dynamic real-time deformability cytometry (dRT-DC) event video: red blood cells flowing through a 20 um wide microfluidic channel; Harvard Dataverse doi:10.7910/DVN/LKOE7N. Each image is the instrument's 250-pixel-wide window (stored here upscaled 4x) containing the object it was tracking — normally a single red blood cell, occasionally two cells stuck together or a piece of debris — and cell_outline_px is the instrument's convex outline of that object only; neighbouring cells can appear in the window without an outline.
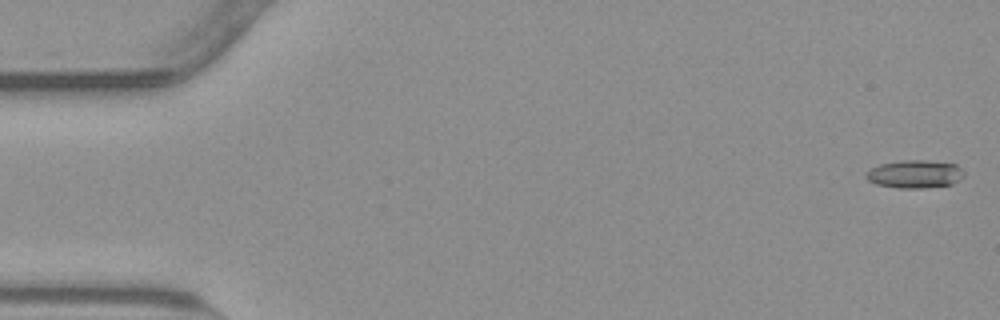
{"species": "common noctule bat (a hibernating species)", "species_latin": "Nyctalus noctula", "temperature_condition": "warm", "stored_images_in_passage": 55, "camera_frame_rate_fps": 3000, "um_per_image_px": 0.085, "animal": {"sex": "male", "body_mass_g": 23.1, "forearm_length_mm": 52.7}, "frame": {"image": 1, "passage_image": 1, "time_ms": 0.0, "image_size_px": [1000, 320], "cell_outline_px": [[964, 176], [960, 180], [952, 184], [924, 188], [896, 188], [876, 184], [868, 180], [864, 176], [872, 168], [880, 164], [900, 160], [924, 160], [956, 164], [964, 172]], "centroid_in_image_um": [77.77, 14.8], "position_along_channel_um": 7.2, "area_um2": 16.01}}
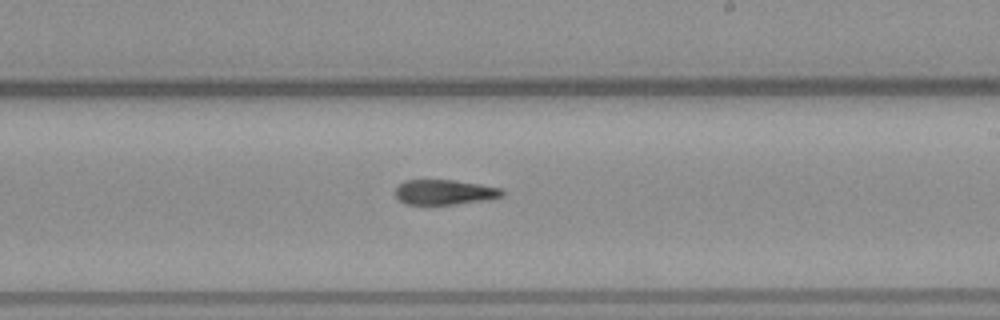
{"frame": {"image": 2, "passage_image": 32, "time_ms": 10.333, "image_size_px": [1000, 320], "cell_outline_px": [[504, 196], [484, 200], [456, 204], [404, 204], [396, 196], [396, 188], [404, 180], [452, 180], [480, 184], [500, 188], [504, 192]], "centroid_in_image_um": [37.78, 16.33], "position_along_channel_um": 251.2, "area_um2": 15.43}}
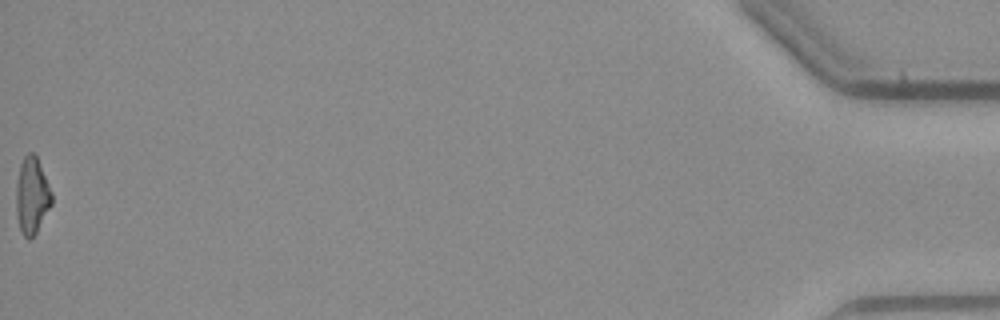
{"frame": {"image": 3, "passage_image": 55, "time_ms": 18.0, "image_size_px": [1000, 320], "cell_outline_px": [[52, 204], [36, 232], [28, 240], [24, 236], [20, 228], [16, 216], [16, 184], [20, 164], [24, 156], [28, 152], [32, 152], [36, 156], [52, 192]], "centroid_in_image_um": [2.7, 16.62], "position_along_channel_um": 432.5, "area_um2": 15.78}}